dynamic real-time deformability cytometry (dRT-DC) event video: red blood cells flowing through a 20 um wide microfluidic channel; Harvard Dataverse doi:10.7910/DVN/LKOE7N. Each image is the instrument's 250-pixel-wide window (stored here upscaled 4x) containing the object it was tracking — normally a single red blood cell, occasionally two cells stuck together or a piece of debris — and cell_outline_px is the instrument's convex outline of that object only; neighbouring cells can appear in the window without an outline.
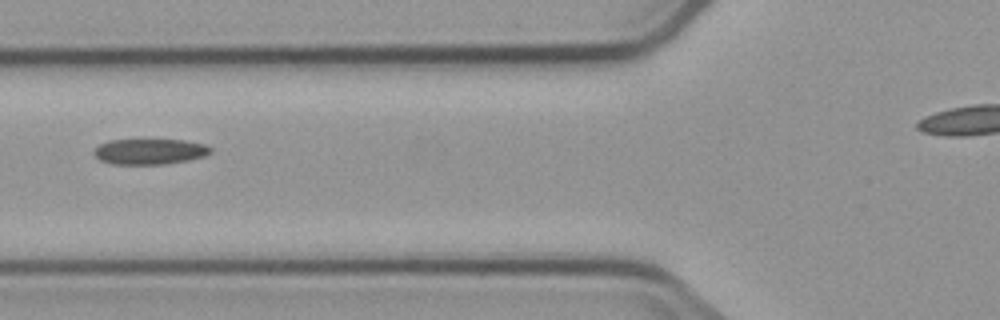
{"species": "common noctule bat (a hibernating species)", "species_latin": "Nyctalus noctula", "temperature_condition": "cold", "stored_images_in_passage": 5, "camera_frame_rate_fps": 3000, "um_per_image_px": 0.085, "animal": {"sex": "male", "body_mass_g": 23.1, "forearm_length_mm": 52.7}, "frame": {"image": 1, "passage_image": 5, "time_ms": 5.667, "image_size_px": [1000, 320], "cell_outline_px": [[212, 152], [204, 156], [188, 160], [164, 164], [112, 164], [100, 160], [92, 152], [100, 144], [108, 140], [184, 140], [204, 144], [212, 148]], "centroid_in_image_um": [12.73, 12.88], "position_along_channel_um": 113.1, "area_um2": 17.34}}